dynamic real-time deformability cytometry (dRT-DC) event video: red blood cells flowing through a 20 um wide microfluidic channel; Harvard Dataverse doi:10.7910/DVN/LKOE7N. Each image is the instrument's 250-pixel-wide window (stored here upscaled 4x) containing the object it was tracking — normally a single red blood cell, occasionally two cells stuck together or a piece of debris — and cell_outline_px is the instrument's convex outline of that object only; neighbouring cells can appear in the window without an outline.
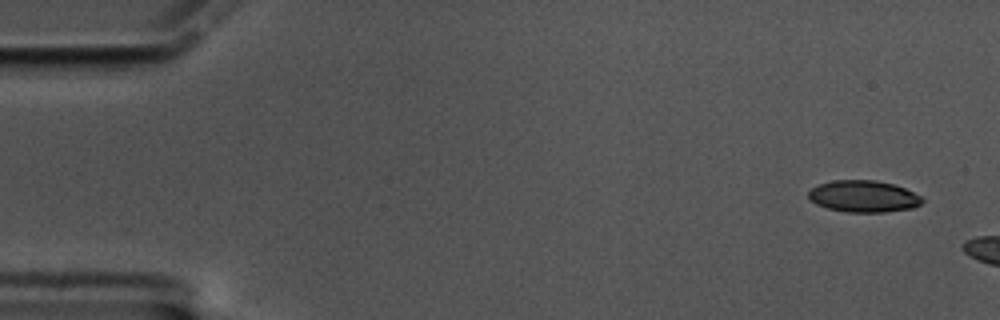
{"species": "common noctule bat (a hibernating species)", "species_latin": "Nyctalus noctula", "temperature_condition": "cold", "stored_images_in_passage": 6, "camera_frame_rate_fps": 3000, "um_per_image_px": 0.085, "animal": {"sex": "male", "body_mass_g": 17.5, "forearm_length_mm": 52.3}, "frame": {"image": 1, "passage_image": 1, "time_ms": 0.0, "image_size_px": [1000, 320], "cell_outline_px": [[924, 200], [920, 204], [912, 208], [884, 212], [848, 212], [828, 208], [816, 204], [808, 196], [808, 192], [812, 188], [820, 184], [832, 180], [876, 180], [892, 184], [904, 188], [920, 196]], "centroid_in_image_um": [73.39, 16.69], "position_along_channel_um": 11.6, "area_um2": 20.81}}